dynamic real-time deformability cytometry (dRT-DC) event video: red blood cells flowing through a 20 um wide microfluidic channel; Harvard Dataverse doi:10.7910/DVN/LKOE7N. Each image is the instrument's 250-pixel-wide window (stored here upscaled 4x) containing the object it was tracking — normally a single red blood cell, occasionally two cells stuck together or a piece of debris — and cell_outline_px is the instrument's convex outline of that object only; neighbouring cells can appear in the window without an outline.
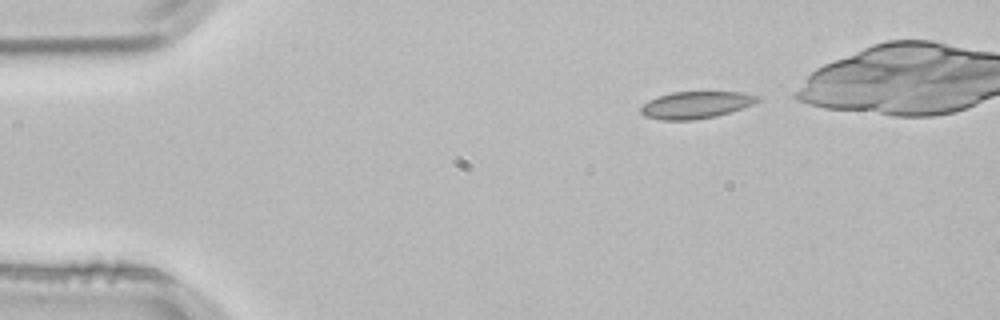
{"species": "common noctule bat (a hibernating species)", "species_latin": "Nyctalus noctula", "temperature_condition": "room temperature", "stored_images_in_passage": 3, "camera_frame_rate_fps": 3000, "um_per_image_px": 0.085, "animal": {"sex": "male", "body_mass_g": 21.5, "forearm_length_mm": 52.0}, "frame": {"image": 1, "passage_image": 1, "time_ms": 0.0, "image_size_px": [1000, 320], "cell_outline_px": [[760, 100], [752, 104], [716, 116], [692, 120], [660, 120], [644, 116], [640, 112], [640, 108], [648, 100], [672, 92], [744, 92], [760, 96]], "centroid_in_image_um": [59.13, 8.92], "position_along_channel_um": 25.9, "area_um2": 18.26}}